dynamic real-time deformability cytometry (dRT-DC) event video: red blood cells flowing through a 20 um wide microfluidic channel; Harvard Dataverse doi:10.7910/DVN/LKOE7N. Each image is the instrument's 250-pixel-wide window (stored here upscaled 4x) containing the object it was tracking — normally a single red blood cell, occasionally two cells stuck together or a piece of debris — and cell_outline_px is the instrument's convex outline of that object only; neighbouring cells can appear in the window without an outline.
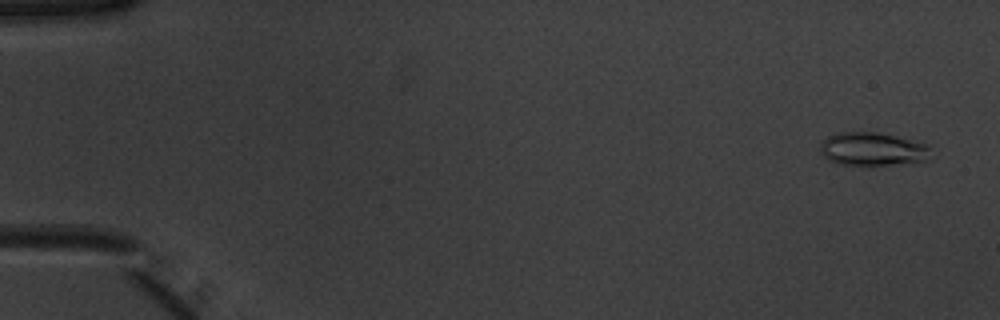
{"species": "common noctule bat (a hibernating species)", "species_latin": "Nyctalus noctula", "temperature_condition": "warm", "stored_images_in_passage": 53, "camera_frame_rate_fps": 3000, "um_per_image_px": 0.085, "animal": {"sex": "male", "body_mass_g": 20.1, "forearm_length_mm": 53.5}, "frame": {"image": 1, "passage_image": 3, "time_ms": 0.667, "image_size_px": [1000, 320], "cell_outline_px": [[928, 160], [868, 168], [840, 164], [828, 160], [820, 152], [820, 144], [828, 136], [836, 132], [880, 132], [928, 144]], "centroid_in_image_um": [74.12, 12.7], "position_along_channel_um": 10.9, "area_um2": 22.08}}
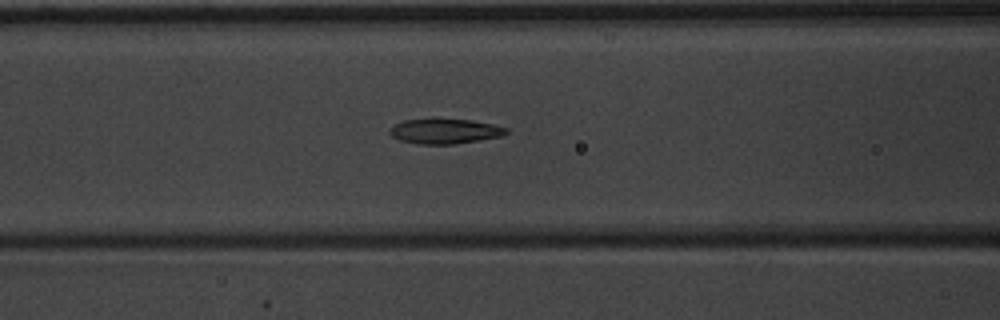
{"frame": {"image": 2, "passage_image": 23, "time_ms": 7.333, "image_size_px": [1000, 320], "cell_outline_px": [[512, 132], [500, 136], [480, 140], [452, 144], [416, 144], [400, 140], [392, 136], [388, 132], [388, 128], [404, 120], [432, 116], [436, 116], [472, 120], [492, 124], [508, 128]], "centroid_in_image_um": [37.79, 11.11], "position_along_channel_um": 128.8, "area_um2": 17.8}}
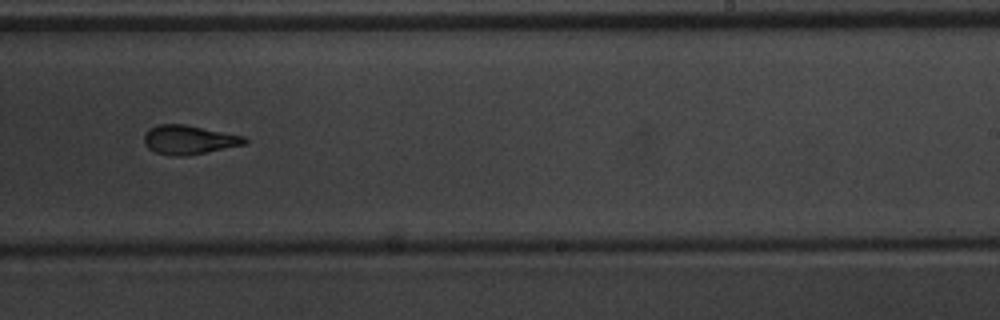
{"frame": {"image": 3, "passage_image": 34, "time_ms": 11.0, "image_size_px": [1000, 320], "cell_outline_px": [[248, 144], [184, 156], [172, 156], [156, 152], [148, 148], [144, 144], [144, 136], [152, 128], [160, 124], [184, 124], [244, 136], [248, 140]], "centroid_in_image_um": [16.09, 11.89], "position_along_channel_um": 272.9, "area_um2": 16.82}, "authors_computed_cell_mechanics": {"area_um2": 17.7446, "velocity_mm_per_s": 3.9391, "shape_relaxation_time_tau1_ms": 8.5704, "shape_relaxation_time_tau2_ms": 2.3274, "deformation_change_tau1": 0.2349, "deformation_change_tau2": 0.1084}}